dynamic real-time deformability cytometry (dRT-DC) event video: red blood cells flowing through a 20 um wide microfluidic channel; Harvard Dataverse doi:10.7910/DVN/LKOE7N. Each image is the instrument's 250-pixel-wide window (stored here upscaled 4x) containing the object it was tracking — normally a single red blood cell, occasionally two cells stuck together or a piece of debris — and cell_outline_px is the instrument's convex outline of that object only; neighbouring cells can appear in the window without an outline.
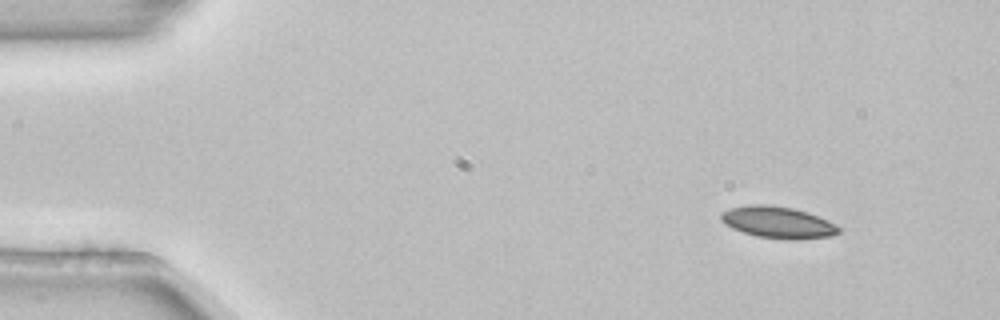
{"species": "common noctule bat (a hibernating species)", "species_latin": "Nyctalus noctula", "temperature_condition": "room temperature", "stored_images_in_passage": 4, "camera_frame_rate_fps": 3000, "um_per_image_px": 0.085, "animal": {"sex": "female", "body_mass_g": 22.7, "forearm_length_mm": 54.2}, "frame": {"image": 1, "passage_image": 1, "time_ms": 0.0, "image_size_px": [1000, 320], "cell_outline_px": [[840, 232], [832, 236], [792, 240], [756, 236], [732, 228], [724, 224], [720, 220], [720, 212], [728, 208], [748, 204], [768, 204], [792, 208], [808, 212], [828, 220], [836, 224], [840, 228]], "centroid_in_image_um": [66.1, 18.89], "position_along_channel_um": 18.9, "area_um2": 21.96}}
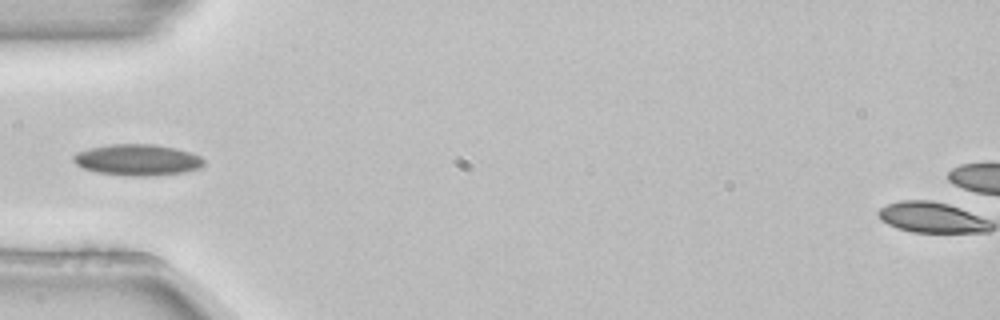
{"frame": {"image": 2, "passage_image": 4, "time_ms": 1.0, "image_size_px": [1000, 320], "cell_outline_px": [[204, 164], [200, 168], [184, 172], [152, 176], [132, 176], [96, 172], [84, 168], [76, 164], [72, 160], [72, 156], [76, 152], [92, 148], [112, 144], [152, 144], [176, 148], [192, 152], [200, 156], [204, 160]], "centroid_in_image_um": [11.71, 13.59], "position_along_channel_um": 73.3, "area_um2": 23.76}}